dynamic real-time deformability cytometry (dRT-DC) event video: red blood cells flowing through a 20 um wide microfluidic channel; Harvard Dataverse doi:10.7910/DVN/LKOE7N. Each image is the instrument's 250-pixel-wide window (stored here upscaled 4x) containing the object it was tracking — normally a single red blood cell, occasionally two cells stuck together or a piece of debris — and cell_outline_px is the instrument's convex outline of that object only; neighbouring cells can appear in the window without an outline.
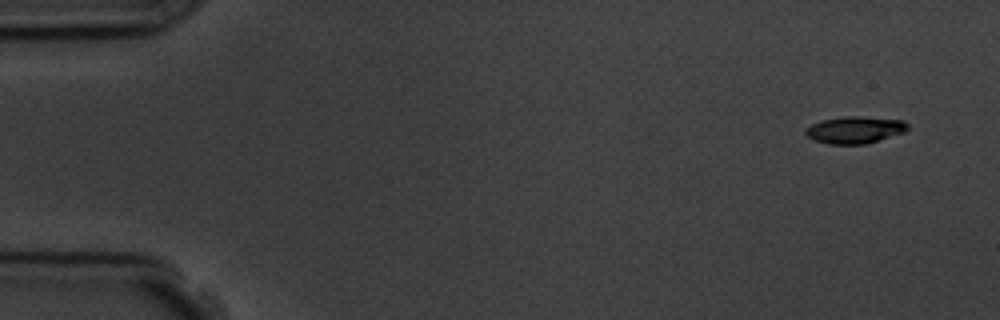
{"species": "common noctule bat (a hibernating species)", "species_latin": "Nyctalus noctula", "temperature_condition": "room temperature", "stored_images_in_passage": 5, "camera_frame_rate_fps": 3000, "um_per_image_px": 0.085, "animal": {"sex": "male", "body_mass_g": 19.5, "forearm_length_mm": 54.6}, "frame": {"image": 1, "passage_image": 1, "time_ms": 0.0, "image_size_px": [1000, 320], "cell_outline_px": [[912, 128], [904, 132], [864, 144], [828, 144], [816, 140], [808, 136], [804, 132], [812, 124], [820, 120], [844, 116], [860, 116], [904, 120]], "centroid_in_image_um": [72.7, 11.02], "position_along_channel_um": 12.3, "area_um2": 16.01}}
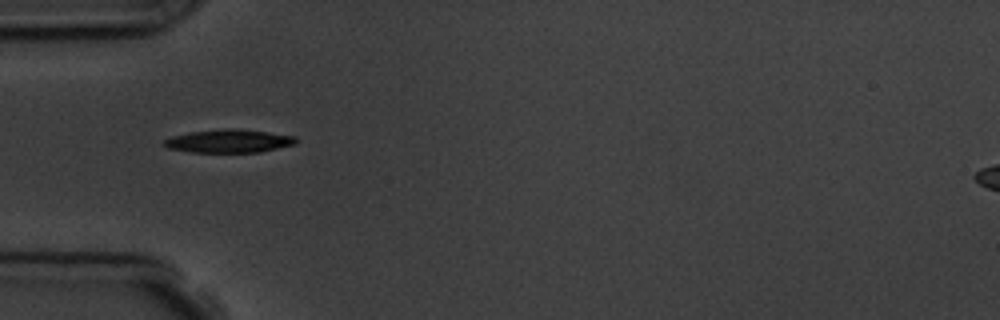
{"frame": {"image": 2, "passage_image": 5, "time_ms": 4.667, "image_size_px": [1000, 320], "cell_outline_px": [[296, 144], [260, 152], [192, 152], [168, 148], [160, 144], [164, 140], [172, 136], [188, 132], [224, 128], [232, 128], [268, 132], [296, 136]], "centroid_in_image_um": [19.43, 11.98], "position_along_channel_um": 65.6, "area_um2": 17.92}}